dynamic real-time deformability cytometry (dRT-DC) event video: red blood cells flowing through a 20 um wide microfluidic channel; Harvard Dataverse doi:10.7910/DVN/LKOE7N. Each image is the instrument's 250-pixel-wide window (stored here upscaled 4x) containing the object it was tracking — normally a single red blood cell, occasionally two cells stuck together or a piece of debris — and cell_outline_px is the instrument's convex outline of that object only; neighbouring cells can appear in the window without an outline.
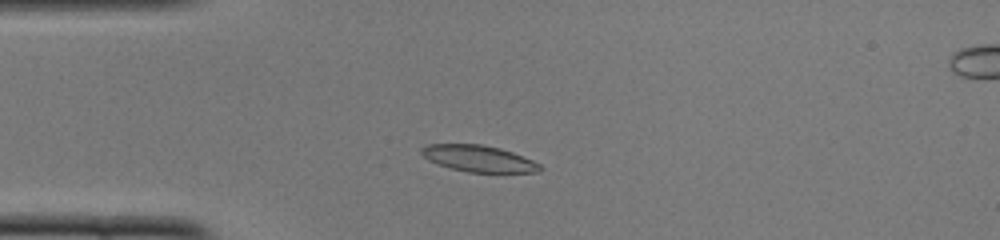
{"species": "common noctule bat (a hibernating species)", "species_latin": "Nyctalus noctula", "temperature_condition": "cold", "stored_images_in_passage": 45, "camera_frame_rate_fps": 3000, "um_per_image_px": 0.085, "animal": {"sex": "female", "body_mass_g": 22.0, "forearm_length_mm": 56.7}, "frame": {"image": 1, "passage_image": 8, "time_ms": 2.333, "image_size_px": [1000, 240], "cell_outline_px": [[544, 168], [540, 172], [468, 172], [436, 164], [428, 160], [420, 152], [420, 148], [424, 144], [480, 144], [500, 148], [512, 152], [532, 160], [540, 164]], "centroid_in_image_um": [40.66, 13.47], "position_along_channel_um": 44.3, "area_um2": 18.32}}
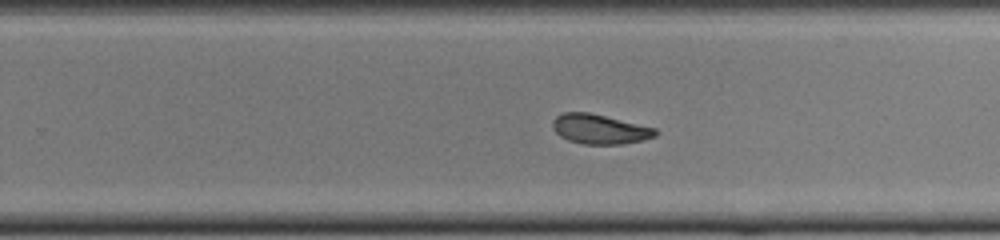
{"frame": {"image": 2, "passage_image": 27, "time_ms": 8.667, "image_size_px": [1000, 240], "cell_outline_px": [[656, 136], [644, 140], [624, 144], [584, 144], [568, 140], [560, 136], [552, 128], [552, 120], [556, 116], [564, 112], [588, 112], [656, 128]], "centroid_in_image_um": [50.95, 10.98], "position_along_channel_um": 278.8, "area_um2": 17.74}}
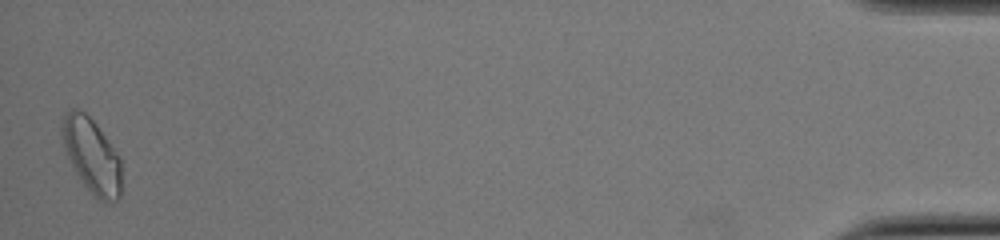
{"frame": {"image": 3, "passage_image": 45, "time_ms": 14.667, "image_size_px": [1000, 240], "cell_outline_px": [[120, 200], [112, 204], [104, 204], [84, 184], [76, 172], [68, 156], [60, 136], [60, 128], [64, 116], [72, 108], [80, 108], [96, 124], [120, 156]], "centroid_in_image_um": [7.8, 13.23], "position_along_channel_um": 427.4, "area_um2": 25.78}, "authors_computed_cell_mechanics": {"area_um2": 18.6694, "velocity_mm_per_s": 3.9784, "shape_relaxation_time_tau1_ms": 4.9193, "shape_relaxation_time_tau2_ms": 3.5376, "deformation_change_tau1": 0.1158, "deformation_change_tau2": 0.0801}}